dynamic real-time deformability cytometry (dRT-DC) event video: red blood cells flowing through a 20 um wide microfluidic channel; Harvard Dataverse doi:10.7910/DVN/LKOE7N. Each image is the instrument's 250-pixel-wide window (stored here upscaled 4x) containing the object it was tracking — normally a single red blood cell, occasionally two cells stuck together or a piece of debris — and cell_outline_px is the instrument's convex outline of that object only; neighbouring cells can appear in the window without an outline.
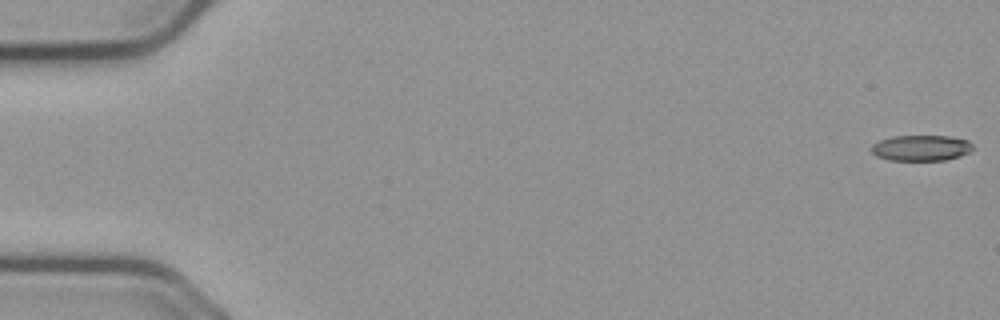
{"species": "common noctule bat (a hibernating species)", "species_latin": "Nyctalus noctula", "temperature_condition": "cold", "stored_images_in_passage": 16, "camera_frame_rate_fps": 3000, "um_per_image_px": 0.085, "animal": {"sex": "male", "body_mass_g": 23.1, "forearm_length_mm": 52.7}, "frame": {"image": 1, "passage_image": 1, "time_ms": 0.0, "image_size_px": [1000, 320], "cell_outline_px": [[972, 152], [960, 156], [944, 160], [888, 160], [876, 156], [868, 148], [872, 144], [880, 140], [892, 136], [948, 136], [968, 140], [972, 144]], "centroid_in_image_um": [78.27, 12.57], "position_along_channel_um": 6.7, "area_um2": 15.37}}
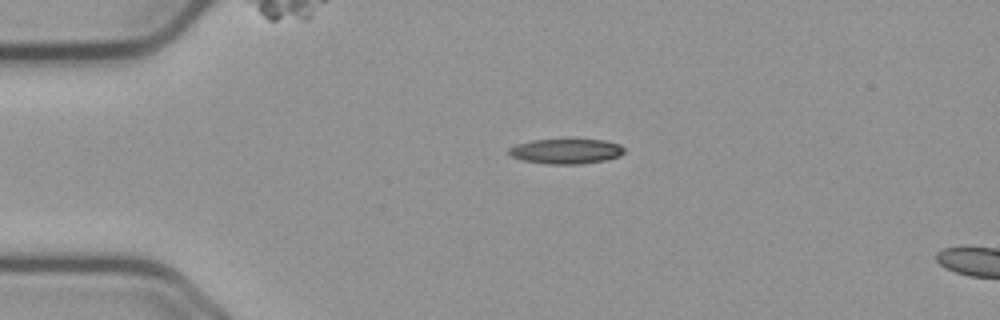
{"frame": {"image": 2, "passage_image": 13, "time_ms": 4.0, "image_size_px": [1000, 320], "cell_outline_px": [[624, 152], [620, 156], [604, 160], [580, 164], [548, 164], [520, 160], [508, 156], [508, 148], [516, 144], [532, 140], [564, 136], [572, 136], [604, 140], [620, 144], [624, 148]], "centroid_in_image_um": [48.08, 12.79], "position_along_channel_um": 36.9, "area_um2": 18.03}}